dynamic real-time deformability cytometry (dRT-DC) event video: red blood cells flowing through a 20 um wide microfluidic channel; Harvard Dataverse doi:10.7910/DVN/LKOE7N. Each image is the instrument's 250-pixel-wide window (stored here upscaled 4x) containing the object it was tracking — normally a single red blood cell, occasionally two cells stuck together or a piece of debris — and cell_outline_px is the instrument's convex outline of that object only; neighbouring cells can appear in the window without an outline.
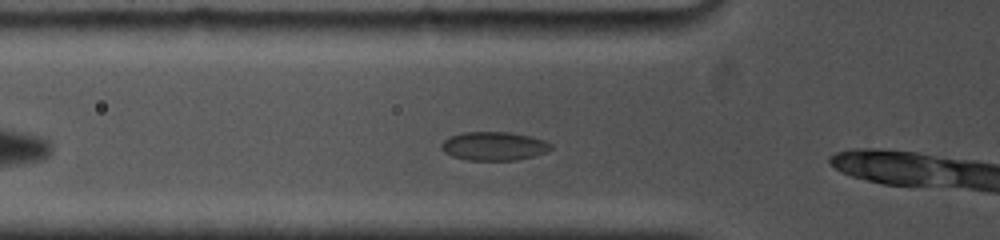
{"species": "common noctule bat (a hibernating species)", "species_latin": "Nyctalus noctula", "temperature_condition": "cold", "stored_images_in_passage": 10, "camera_frame_rate_fps": 5000, "um_per_image_px": 0.085, "animal": {"sex": "female", "body_mass_g": 19.0, "forearm_length_mm": 53.3}, "frame": {"image": 1, "passage_image": 6, "time_ms": 1.0, "image_size_px": [1000, 240], "cell_outline_px": [[552, 148], [548, 152], [516, 160], [468, 160], [452, 156], [444, 152], [440, 148], [440, 144], [448, 136], [464, 132], [508, 132], [528, 136], [544, 140], [552, 144]], "centroid_in_image_um": [41.96, 12.42], "position_along_channel_um": 83.8, "area_um2": 18.32}}